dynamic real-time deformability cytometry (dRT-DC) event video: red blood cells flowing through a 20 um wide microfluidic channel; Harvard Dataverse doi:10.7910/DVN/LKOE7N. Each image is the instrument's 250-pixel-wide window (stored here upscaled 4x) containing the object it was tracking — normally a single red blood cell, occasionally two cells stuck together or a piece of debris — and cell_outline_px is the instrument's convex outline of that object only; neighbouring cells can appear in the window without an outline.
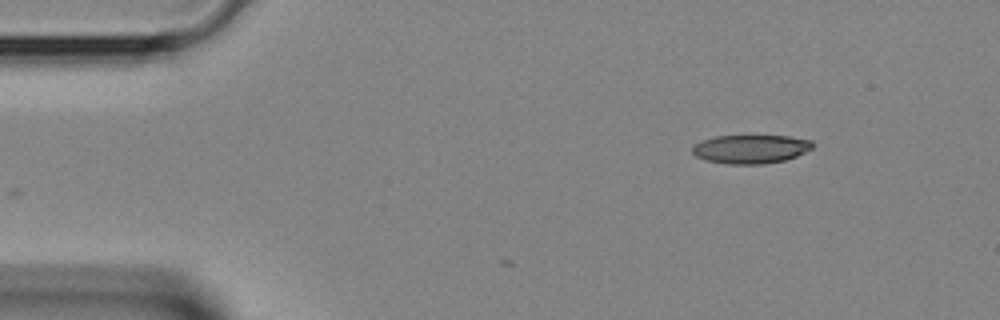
{"species": "Egyptian fruit bat (a non-hibernating species)", "species_latin": "Rousettus aegyptiacus", "temperature_condition": "room temperature", "stored_images_in_passage": 2, "camera_frame_rate_fps": 3000, "um_per_image_px": 0.085, "animal": {"sex": "female"}, "frame": {"image": 1, "passage_image": 2, "time_ms": 0.333, "image_size_px": [1000, 320], "cell_outline_px": [[812, 148], [796, 156], [784, 160], [764, 164], [728, 164], [708, 160], [696, 156], [692, 152], [692, 144], [716, 136], [788, 136], [812, 140]], "centroid_in_image_um": [63.8, 12.67], "position_along_channel_um": 21.2, "area_um2": 19.94}}